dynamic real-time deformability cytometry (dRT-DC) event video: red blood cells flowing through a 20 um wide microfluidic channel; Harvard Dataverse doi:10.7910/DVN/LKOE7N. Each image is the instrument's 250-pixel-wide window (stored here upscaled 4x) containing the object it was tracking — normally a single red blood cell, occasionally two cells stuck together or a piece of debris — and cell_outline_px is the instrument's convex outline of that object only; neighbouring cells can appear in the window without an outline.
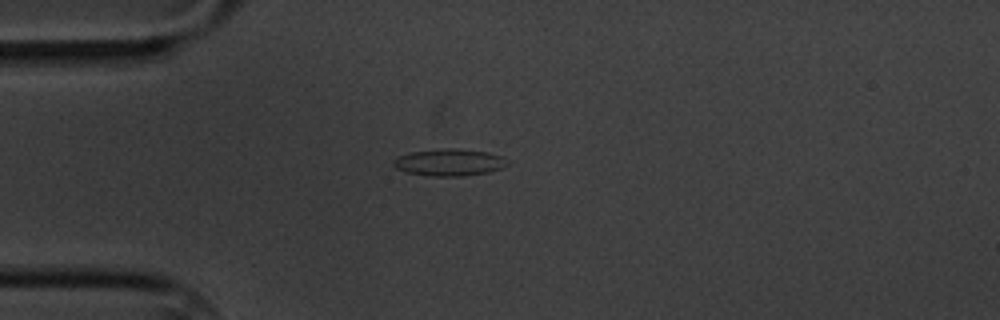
{"species": "common noctule bat (a hibernating species)", "species_latin": "Nyctalus noctula", "temperature_condition": "cold", "stored_images_in_passage": 8, "camera_frame_rate_fps": 3000, "um_per_image_px": 0.085, "animal": {"sex": "male", "body_mass_g": 20.1, "forearm_length_mm": 53.5}, "frame": {"image": 1, "passage_image": 2, "time_ms": 1.333, "image_size_px": [1000, 320], "cell_outline_px": [[508, 164], [500, 168], [488, 172], [460, 176], [432, 176], [408, 172], [396, 168], [392, 164], [392, 160], [400, 156], [412, 152], [444, 148], [460, 148], [488, 152], [500, 156]], "centroid_in_image_um": [38.16, 13.79], "position_along_channel_um": 46.8, "area_um2": 17.63}}
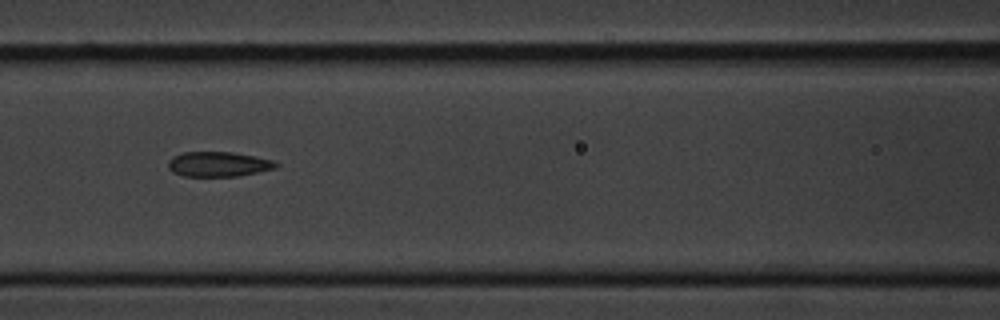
{"frame": {"image": 2, "passage_image": 5, "time_ms": 4.667, "image_size_px": [1000, 320], "cell_outline_px": [[280, 164], [276, 168], [236, 176], [184, 176], [172, 172], [168, 168], [168, 160], [172, 156], [184, 152], [232, 152], [272, 160]], "centroid_in_image_um": [18.52, 13.95], "position_along_channel_um": 148.1, "area_um2": 15.55}}
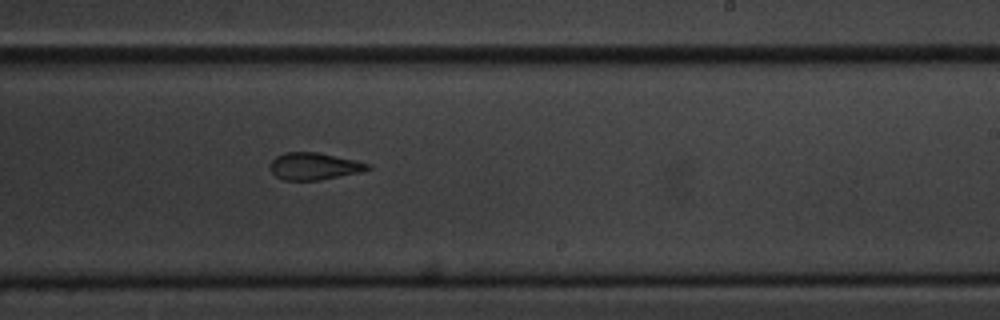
{"frame": {"image": 3, "passage_image": 8, "time_ms": 8.0, "image_size_px": [1000, 320], "cell_outline_px": [[372, 168], [360, 172], [320, 180], [284, 180], [276, 176], [268, 168], [272, 160], [276, 156], [284, 152], [316, 152], [356, 160], [368, 164]], "centroid_in_image_um": [26.66, 14.13], "position_along_channel_um": 262.3, "area_um2": 15.37}}